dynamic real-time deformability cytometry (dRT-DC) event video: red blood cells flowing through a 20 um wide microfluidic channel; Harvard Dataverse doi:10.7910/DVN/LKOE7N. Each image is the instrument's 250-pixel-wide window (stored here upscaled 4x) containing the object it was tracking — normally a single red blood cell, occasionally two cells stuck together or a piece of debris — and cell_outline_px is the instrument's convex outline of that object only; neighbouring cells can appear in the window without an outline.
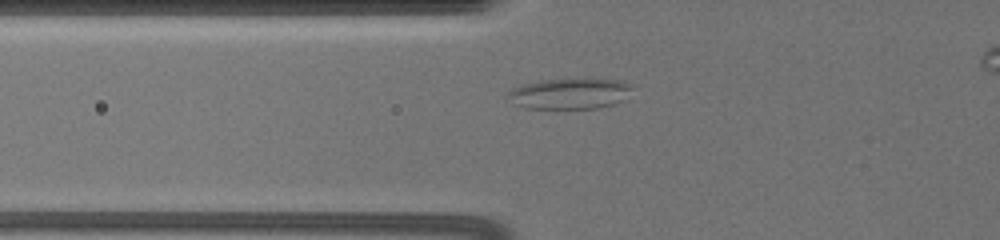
{"species": "common noctule bat (a hibernating species)", "species_latin": "Nyctalus noctula", "temperature_condition": "warm", "stored_images_in_passage": 37, "camera_frame_rate_fps": 3000, "um_per_image_px": 0.085, "animal": {"sex": "female", "body_mass_g": 19.5, "forearm_length_mm": 54.1}, "frame": {"image": 1, "passage_image": 2, "time_ms": 0.667, "image_size_px": [1000, 240], "cell_outline_px": [[632, 88], [624, 100], [616, 104], [600, 108], [524, 108], [512, 104], [504, 96], [512, 88], [524, 84], [544, 80], [584, 76], [588, 76], [620, 80], [632, 84]], "centroid_in_image_um": [48.45, 7.92], "position_along_channel_um": 77.4, "area_um2": 23.35}}
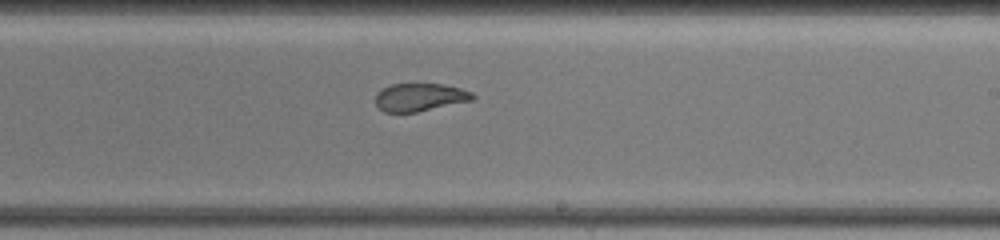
{"frame": {"image": 2, "passage_image": 16, "time_ms": 5.667, "image_size_px": [1000, 240], "cell_outline_px": [[476, 96], [472, 100], [416, 112], [384, 112], [376, 104], [376, 92], [392, 84], [444, 84], [460, 88], [472, 92]], "centroid_in_image_um": [35.69, 8.26], "position_along_channel_um": 253.3, "area_um2": 15.66}}
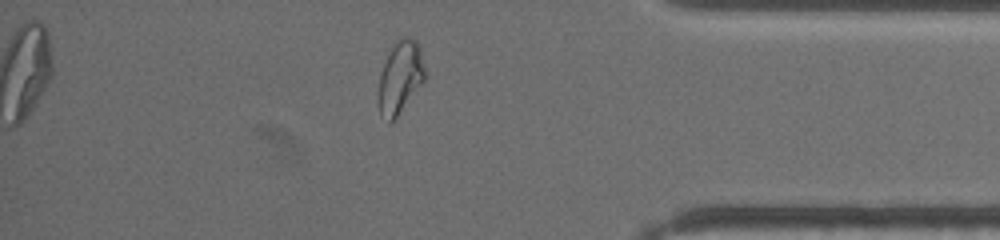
{"frame": {"image": 3, "passage_image": 31, "time_ms": 10.333, "image_size_px": [1000, 240], "cell_outline_px": [[424, 80], [396, 116], [392, 120], [388, 120], [380, 116], [376, 96], [376, 92], [380, 72], [396, 40], [400, 36], [408, 36], [416, 40], [420, 44], [424, 68]], "centroid_in_image_um": [33.98, 6.53], "position_along_channel_um": 401.2, "area_um2": 19.54}, "authors_computed_cell_mechanics": {"area_um2": 17.34, "velocity_mm_per_s": 3.552, "shape_relaxation_time_tau1_ms": null, "shape_relaxation_time_tau2_ms": 1.2019, "deformation_change_tau1": null, "deformation_change_tau2": 0.0641}}